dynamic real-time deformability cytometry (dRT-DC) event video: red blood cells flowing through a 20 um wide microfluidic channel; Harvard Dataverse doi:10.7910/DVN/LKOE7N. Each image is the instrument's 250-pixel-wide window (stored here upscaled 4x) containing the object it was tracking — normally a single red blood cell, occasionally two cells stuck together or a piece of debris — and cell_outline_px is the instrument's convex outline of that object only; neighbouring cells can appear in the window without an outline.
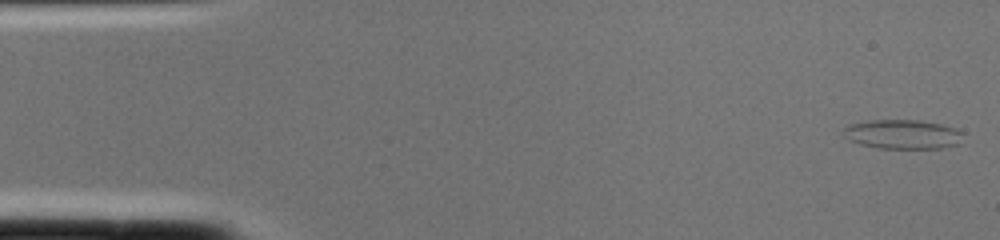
{"species": "common noctule bat (a hibernating species)", "species_latin": "Nyctalus noctula", "temperature_condition": "cold", "stored_images_in_passage": 2, "camera_frame_rate_fps": 3000, "um_per_image_px": 0.085, "animal": {"sex": "female", "body_mass_g": 22.0, "forearm_length_mm": 56.7}, "frame": {"image": 1, "passage_image": 1, "time_ms": 0.0, "image_size_px": [1000, 240], "cell_outline_px": [[964, 132], [960, 144], [940, 148], [880, 148], [860, 144], [844, 136], [844, 128], [848, 124], [868, 120], [920, 120], [940, 124]], "centroid_in_image_um": [76.74, 11.41], "position_along_channel_um": 8.3, "area_um2": 20.35}}
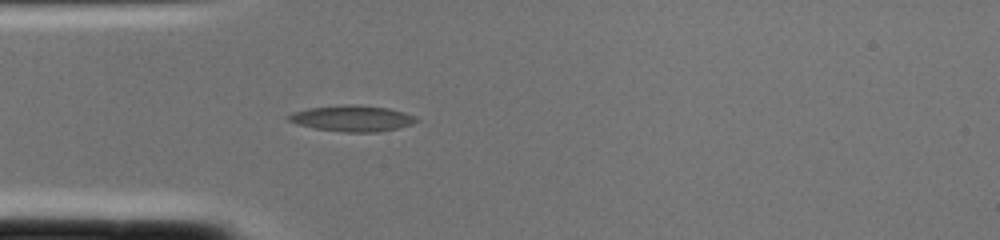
{"frame": {"image": 2, "passage_image": 2, "time_ms": 0.333, "image_size_px": [1000, 240], "cell_outline_px": [[420, 120], [412, 124], [380, 132], [344, 132], [316, 128], [296, 124], [288, 120], [288, 116], [292, 112], [308, 108], [348, 104], [352, 104], [388, 108], [404, 112], [416, 116]], "centroid_in_image_um": [29.96, 10.06], "position_along_channel_um": 55.0, "area_um2": 19.31}}